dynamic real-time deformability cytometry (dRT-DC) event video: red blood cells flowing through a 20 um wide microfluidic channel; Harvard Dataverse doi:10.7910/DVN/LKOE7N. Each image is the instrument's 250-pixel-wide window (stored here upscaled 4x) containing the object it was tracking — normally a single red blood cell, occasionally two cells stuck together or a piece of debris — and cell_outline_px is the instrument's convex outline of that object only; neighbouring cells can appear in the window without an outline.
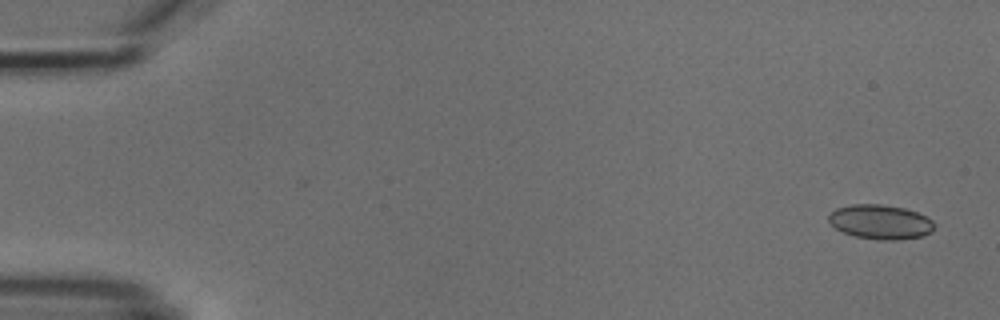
{"species": "common noctule bat (a hibernating species)", "species_latin": "Nyctalus noctula", "temperature_condition": "cold", "stored_images_in_passage": 2, "camera_frame_rate_fps": 3000, "um_per_image_px": 0.085, "animal": {"sex": "male", "body_mass_g": 18.8}, "frame": {"image": 1, "passage_image": 2, "time_ms": 1.0, "image_size_px": [1000, 320], "cell_outline_px": [[932, 232], [924, 236], [900, 240], [880, 240], [856, 236], [844, 232], [836, 228], [828, 220], [828, 216], [836, 208], [852, 204], [880, 204], [904, 208], [916, 212], [932, 220]], "centroid_in_image_um": [74.83, 18.87], "position_along_channel_um": 10.2, "area_um2": 21.04}}